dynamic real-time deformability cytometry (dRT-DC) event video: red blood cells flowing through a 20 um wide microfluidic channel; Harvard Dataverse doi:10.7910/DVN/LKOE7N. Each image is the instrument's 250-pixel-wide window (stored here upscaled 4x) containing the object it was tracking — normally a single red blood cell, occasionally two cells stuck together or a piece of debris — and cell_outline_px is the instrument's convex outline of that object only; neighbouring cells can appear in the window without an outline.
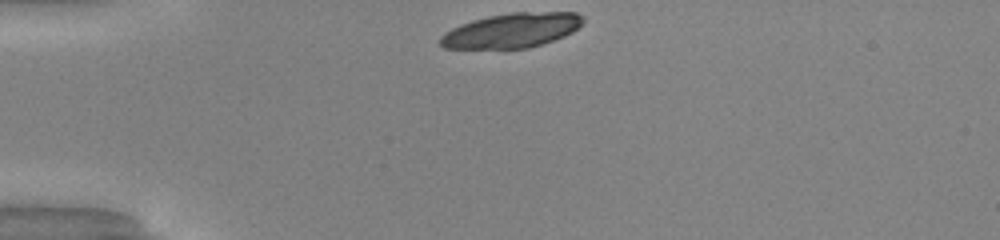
{"species": "common noctule bat (a hibernating species)", "species_latin": "Nyctalus noctula", "temperature_condition": "warm", "stored_images_in_passage": 30, "camera_frame_rate_fps": 3000, "um_per_image_px": 0.085, "animal": {"sex": "male", "body_mass_g": 20.0, "forearm_length_mm": 53.3}, "frame": {"image": 1, "passage_image": 1, "time_ms": 0.0, "image_size_px": [1000, 240], "cell_outline_px": [[584, 20], [572, 32], [564, 36], [528, 48], [444, 48], [440, 44], [440, 36], [444, 32], [460, 24], [472, 20], [488, 16], [512, 12], [576, 12], [584, 16]], "centroid_in_image_um": [43.48, 2.57], "position_along_channel_um": 41.5, "area_um2": 28.61}}